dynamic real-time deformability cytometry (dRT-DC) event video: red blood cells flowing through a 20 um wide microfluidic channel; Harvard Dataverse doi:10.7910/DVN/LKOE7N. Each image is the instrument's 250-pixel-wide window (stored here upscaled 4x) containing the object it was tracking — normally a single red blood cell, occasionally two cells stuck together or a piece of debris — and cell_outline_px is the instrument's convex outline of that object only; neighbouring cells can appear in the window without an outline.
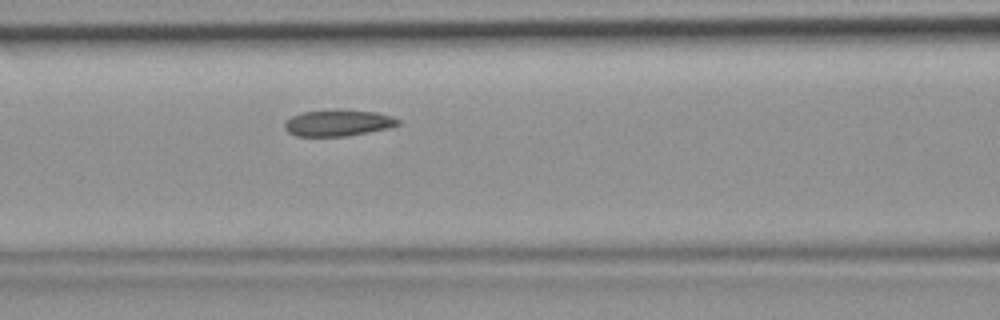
{"species": "common noctule bat (a hibernating species)", "species_latin": "Nyctalus noctula", "temperature_condition": "room temperature", "stored_images_in_passage": 40, "camera_frame_rate_fps": 3000, "um_per_image_px": 0.085, "animal": {"sex": "female", "body_mass_g": 19.9}, "frame": {"image": 1, "passage_image": 14, "time_ms": 4.333, "image_size_px": [1000, 320], "cell_outline_px": [[400, 124], [388, 128], [348, 136], [296, 136], [288, 132], [284, 128], [284, 124], [292, 116], [300, 112], [332, 108], [336, 108], [376, 112], [392, 116], [400, 120]], "centroid_in_image_um": [28.73, 10.42], "position_along_channel_um": 137.9, "area_um2": 17.8}}
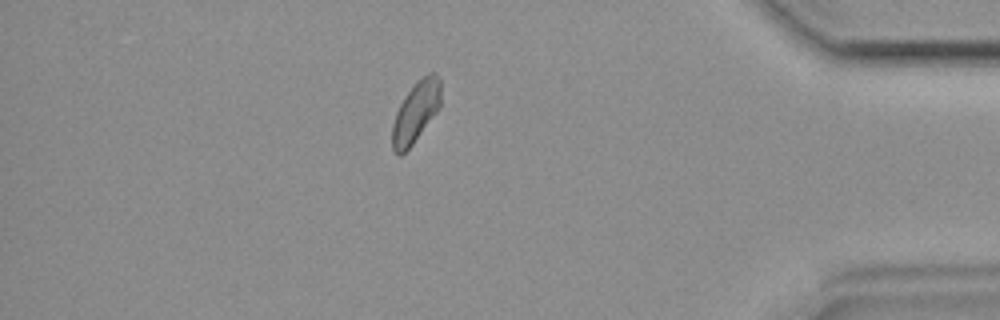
{"frame": {"image": 2, "passage_image": 34, "time_ms": 11.0, "image_size_px": [1000, 320], "cell_outline_px": [[440, 108], [412, 144], [400, 156], [396, 156], [392, 148], [392, 124], [396, 112], [404, 96], [416, 80], [428, 72], [436, 72], [440, 80]], "centroid_in_image_um": [35.33, 9.49], "position_along_channel_um": 399.9, "area_um2": 17.4}}
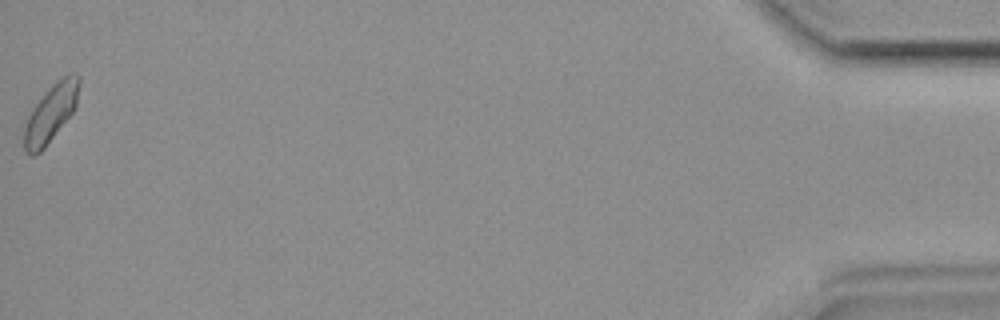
{"frame": {"image": 3, "passage_image": 40, "time_ms": 13.0, "image_size_px": [1000, 320], "cell_outline_px": [[80, 80], [76, 104], [72, 112], [44, 148], [40, 152], [32, 156], [24, 152], [24, 128], [28, 116], [32, 108], [48, 88], [56, 80], [72, 72], [76, 72], [80, 76]], "centroid_in_image_um": [4.31, 9.6], "position_along_channel_um": 430.9, "area_um2": 18.26}}